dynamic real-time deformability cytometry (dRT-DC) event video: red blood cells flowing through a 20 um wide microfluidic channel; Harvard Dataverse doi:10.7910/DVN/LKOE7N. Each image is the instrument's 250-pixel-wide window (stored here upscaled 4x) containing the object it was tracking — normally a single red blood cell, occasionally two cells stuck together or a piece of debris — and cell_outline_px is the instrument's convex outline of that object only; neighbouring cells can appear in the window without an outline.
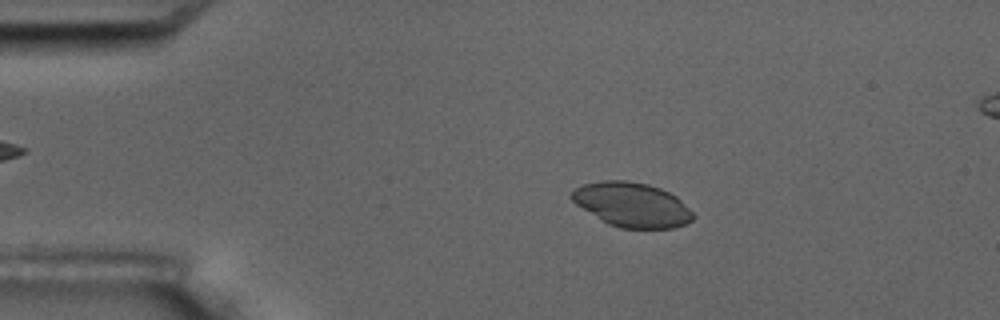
{"species": "common noctule bat (a hibernating species)", "species_latin": "Nyctalus noctula", "temperature_condition": "room temperature", "stored_images_in_passage": 4, "camera_frame_rate_fps": 3000, "um_per_image_px": 0.085, "animal": {"sex": "male", "body_mass_g": 17.5, "forearm_length_mm": 52.3}, "frame": {"image": 1, "passage_image": 2, "time_ms": 1.333, "image_size_px": [1000, 320], "cell_outline_px": [[696, 216], [692, 220], [684, 224], [672, 228], [620, 228], [608, 224], [576, 204], [568, 196], [568, 192], [584, 184], [600, 180], [628, 180], [648, 184], [660, 188], [676, 196]], "centroid_in_image_um": [53.68, 17.39], "position_along_channel_um": 31.3, "area_um2": 31.44}}